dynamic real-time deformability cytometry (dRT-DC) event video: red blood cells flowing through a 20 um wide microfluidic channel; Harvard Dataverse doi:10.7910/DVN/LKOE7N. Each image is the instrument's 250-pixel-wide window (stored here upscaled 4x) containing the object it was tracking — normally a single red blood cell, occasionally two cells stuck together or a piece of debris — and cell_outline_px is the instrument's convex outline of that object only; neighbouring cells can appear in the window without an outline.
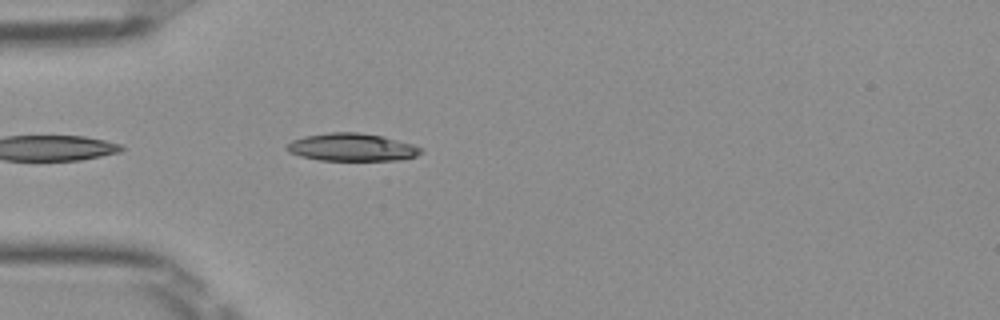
{"species": "Egyptian fruit bat (a non-hibernating species)", "species_latin": "Rousettus aegyptiacus", "temperature_condition": "room temperature", "stored_images_in_passage": 6, "camera_frame_rate_fps": 3000, "um_per_image_px": 0.085, "frame": {"image": 1, "passage_image": 2, "time_ms": 0.333, "image_size_px": [1000, 320], "cell_outline_px": [[424, 152], [416, 156], [400, 160], [320, 160], [300, 156], [288, 152], [284, 148], [292, 140], [304, 136], [328, 132], [356, 132], [380, 136], [412, 144], [424, 148]], "centroid_in_image_um": [29.9, 12.52], "position_along_channel_um": 55.1, "area_um2": 21.68}}
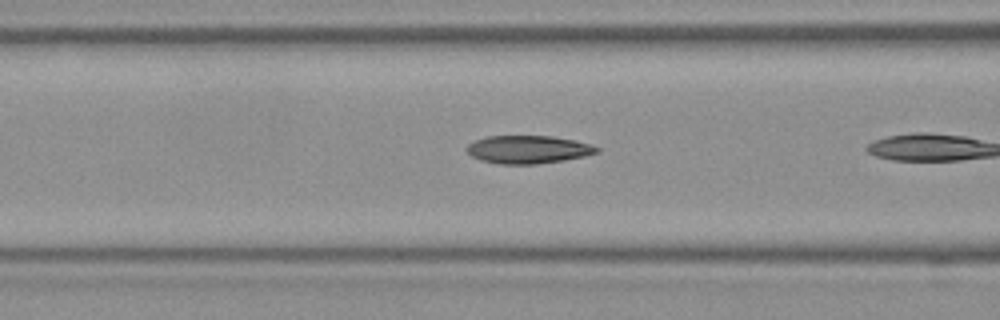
{"frame": {"image": 2, "passage_image": 5, "time_ms": 1.333, "image_size_px": [1000, 320], "cell_outline_px": [[600, 152], [584, 156], [564, 160], [536, 164], [500, 164], [480, 160], [472, 156], [464, 148], [468, 144], [476, 140], [488, 136], [552, 136], [576, 140], [592, 144], [600, 148]], "centroid_in_image_um": [44.92, 12.7], "position_along_channel_um": 121.7, "area_um2": 21.33}}